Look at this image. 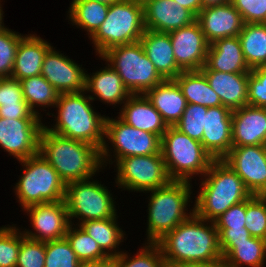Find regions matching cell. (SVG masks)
Segmentation results:
<instances>
[{
    "label": "cell",
    "mask_w": 266,
    "mask_h": 267,
    "mask_svg": "<svg viewBox=\"0 0 266 267\" xmlns=\"http://www.w3.org/2000/svg\"><path fill=\"white\" fill-rule=\"evenodd\" d=\"M205 222V219L193 213L156 242L165 263L222 264L218 231L213 221L209 226Z\"/></svg>",
    "instance_id": "obj_1"
},
{
    "label": "cell",
    "mask_w": 266,
    "mask_h": 267,
    "mask_svg": "<svg viewBox=\"0 0 266 267\" xmlns=\"http://www.w3.org/2000/svg\"><path fill=\"white\" fill-rule=\"evenodd\" d=\"M84 96L83 91L59 94L57 122L54 128L47 129L60 136L93 145L100 151V162L103 165L109 152L104 139L106 117L92 109L90 101L95 99L93 96Z\"/></svg>",
    "instance_id": "obj_2"
},
{
    "label": "cell",
    "mask_w": 266,
    "mask_h": 267,
    "mask_svg": "<svg viewBox=\"0 0 266 267\" xmlns=\"http://www.w3.org/2000/svg\"><path fill=\"white\" fill-rule=\"evenodd\" d=\"M39 153L65 184L90 179L102 167L96 147L55 134L45 125L40 132Z\"/></svg>",
    "instance_id": "obj_3"
},
{
    "label": "cell",
    "mask_w": 266,
    "mask_h": 267,
    "mask_svg": "<svg viewBox=\"0 0 266 267\" xmlns=\"http://www.w3.org/2000/svg\"><path fill=\"white\" fill-rule=\"evenodd\" d=\"M205 175L208 177L201 183L193 210L208 222L252 196L239 175L222 159L214 160Z\"/></svg>",
    "instance_id": "obj_4"
},
{
    "label": "cell",
    "mask_w": 266,
    "mask_h": 267,
    "mask_svg": "<svg viewBox=\"0 0 266 267\" xmlns=\"http://www.w3.org/2000/svg\"><path fill=\"white\" fill-rule=\"evenodd\" d=\"M188 181L171 180L165 186L150 190L148 204V241L156 243L166 233L172 231L181 222L187 220L194 210L186 213L187 202L191 195Z\"/></svg>",
    "instance_id": "obj_5"
},
{
    "label": "cell",
    "mask_w": 266,
    "mask_h": 267,
    "mask_svg": "<svg viewBox=\"0 0 266 267\" xmlns=\"http://www.w3.org/2000/svg\"><path fill=\"white\" fill-rule=\"evenodd\" d=\"M144 32L143 3L119 0L109 6L106 19L90 38L101 56L114 46L140 41Z\"/></svg>",
    "instance_id": "obj_6"
},
{
    "label": "cell",
    "mask_w": 266,
    "mask_h": 267,
    "mask_svg": "<svg viewBox=\"0 0 266 267\" xmlns=\"http://www.w3.org/2000/svg\"><path fill=\"white\" fill-rule=\"evenodd\" d=\"M161 153L170 179L176 181L188 182L199 173L205 176L214 161L201 142L174 126H168L161 137Z\"/></svg>",
    "instance_id": "obj_7"
},
{
    "label": "cell",
    "mask_w": 266,
    "mask_h": 267,
    "mask_svg": "<svg viewBox=\"0 0 266 267\" xmlns=\"http://www.w3.org/2000/svg\"><path fill=\"white\" fill-rule=\"evenodd\" d=\"M99 57L110 63L131 95H144L165 80L145 54L140 41L114 46Z\"/></svg>",
    "instance_id": "obj_8"
},
{
    "label": "cell",
    "mask_w": 266,
    "mask_h": 267,
    "mask_svg": "<svg viewBox=\"0 0 266 267\" xmlns=\"http://www.w3.org/2000/svg\"><path fill=\"white\" fill-rule=\"evenodd\" d=\"M20 162L25 166V170L15 190L23 209L36 204L64 200L65 183L40 153Z\"/></svg>",
    "instance_id": "obj_9"
},
{
    "label": "cell",
    "mask_w": 266,
    "mask_h": 267,
    "mask_svg": "<svg viewBox=\"0 0 266 267\" xmlns=\"http://www.w3.org/2000/svg\"><path fill=\"white\" fill-rule=\"evenodd\" d=\"M113 201L108 189L98 182L86 179L65 184L64 202L70 224L73 217L82 222L116 217Z\"/></svg>",
    "instance_id": "obj_10"
},
{
    "label": "cell",
    "mask_w": 266,
    "mask_h": 267,
    "mask_svg": "<svg viewBox=\"0 0 266 267\" xmlns=\"http://www.w3.org/2000/svg\"><path fill=\"white\" fill-rule=\"evenodd\" d=\"M116 164V183L128 190L150 191L171 181L162 154L128 156Z\"/></svg>",
    "instance_id": "obj_11"
},
{
    "label": "cell",
    "mask_w": 266,
    "mask_h": 267,
    "mask_svg": "<svg viewBox=\"0 0 266 267\" xmlns=\"http://www.w3.org/2000/svg\"><path fill=\"white\" fill-rule=\"evenodd\" d=\"M105 135L114 144L112 146L115 147L117 161L128 156L162 154L161 138L158 135L136 129L119 117L118 120L106 117Z\"/></svg>",
    "instance_id": "obj_12"
},
{
    "label": "cell",
    "mask_w": 266,
    "mask_h": 267,
    "mask_svg": "<svg viewBox=\"0 0 266 267\" xmlns=\"http://www.w3.org/2000/svg\"><path fill=\"white\" fill-rule=\"evenodd\" d=\"M252 195H266V145L232 147L222 159Z\"/></svg>",
    "instance_id": "obj_13"
},
{
    "label": "cell",
    "mask_w": 266,
    "mask_h": 267,
    "mask_svg": "<svg viewBox=\"0 0 266 267\" xmlns=\"http://www.w3.org/2000/svg\"><path fill=\"white\" fill-rule=\"evenodd\" d=\"M43 127L40 119L0 117V145L19 161L37 155Z\"/></svg>",
    "instance_id": "obj_14"
},
{
    "label": "cell",
    "mask_w": 266,
    "mask_h": 267,
    "mask_svg": "<svg viewBox=\"0 0 266 267\" xmlns=\"http://www.w3.org/2000/svg\"><path fill=\"white\" fill-rule=\"evenodd\" d=\"M177 66L182 71H197L205 64L209 43L197 21L169 33Z\"/></svg>",
    "instance_id": "obj_15"
},
{
    "label": "cell",
    "mask_w": 266,
    "mask_h": 267,
    "mask_svg": "<svg viewBox=\"0 0 266 267\" xmlns=\"http://www.w3.org/2000/svg\"><path fill=\"white\" fill-rule=\"evenodd\" d=\"M29 212L31 224L37 233L24 232V236L36 241H52L64 238L70 225L64 200L36 204L24 209Z\"/></svg>",
    "instance_id": "obj_16"
},
{
    "label": "cell",
    "mask_w": 266,
    "mask_h": 267,
    "mask_svg": "<svg viewBox=\"0 0 266 267\" xmlns=\"http://www.w3.org/2000/svg\"><path fill=\"white\" fill-rule=\"evenodd\" d=\"M79 66L51 47L44 57L41 75L59 94L85 93L86 73Z\"/></svg>",
    "instance_id": "obj_17"
},
{
    "label": "cell",
    "mask_w": 266,
    "mask_h": 267,
    "mask_svg": "<svg viewBox=\"0 0 266 267\" xmlns=\"http://www.w3.org/2000/svg\"><path fill=\"white\" fill-rule=\"evenodd\" d=\"M232 110L210 107L205 114L201 144L214 160L223 159L232 148Z\"/></svg>",
    "instance_id": "obj_18"
},
{
    "label": "cell",
    "mask_w": 266,
    "mask_h": 267,
    "mask_svg": "<svg viewBox=\"0 0 266 267\" xmlns=\"http://www.w3.org/2000/svg\"><path fill=\"white\" fill-rule=\"evenodd\" d=\"M145 29L170 33L191 25L196 17L173 0H146L143 2Z\"/></svg>",
    "instance_id": "obj_19"
},
{
    "label": "cell",
    "mask_w": 266,
    "mask_h": 267,
    "mask_svg": "<svg viewBox=\"0 0 266 267\" xmlns=\"http://www.w3.org/2000/svg\"><path fill=\"white\" fill-rule=\"evenodd\" d=\"M196 21L209 44L218 39L238 36L244 26L241 14L231 2L201 9Z\"/></svg>",
    "instance_id": "obj_20"
},
{
    "label": "cell",
    "mask_w": 266,
    "mask_h": 267,
    "mask_svg": "<svg viewBox=\"0 0 266 267\" xmlns=\"http://www.w3.org/2000/svg\"><path fill=\"white\" fill-rule=\"evenodd\" d=\"M266 145V108L246 105L232 112V147Z\"/></svg>",
    "instance_id": "obj_21"
},
{
    "label": "cell",
    "mask_w": 266,
    "mask_h": 267,
    "mask_svg": "<svg viewBox=\"0 0 266 267\" xmlns=\"http://www.w3.org/2000/svg\"><path fill=\"white\" fill-rule=\"evenodd\" d=\"M219 96L222 106L236 110L248 105L249 73H225L200 70Z\"/></svg>",
    "instance_id": "obj_22"
},
{
    "label": "cell",
    "mask_w": 266,
    "mask_h": 267,
    "mask_svg": "<svg viewBox=\"0 0 266 267\" xmlns=\"http://www.w3.org/2000/svg\"><path fill=\"white\" fill-rule=\"evenodd\" d=\"M200 70L250 73L238 36L222 38L209 45L206 64Z\"/></svg>",
    "instance_id": "obj_23"
},
{
    "label": "cell",
    "mask_w": 266,
    "mask_h": 267,
    "mask_svg": "<svg viewBox=\"0 0 266 267\" xmlns=\"http://www.w3.org/2000/svg\"><path fill=\"white\" fill-rule=\"evenodd\" d=\"M123 103H125L122 106L124 108L119 115L123 122L136 129L162 137L168 126L145 95H131Z\"/></svg>",
    "instance_id": "obj_24"
},
{
    "label": "cell",
    "mask_w": 266,
    "mask_h": 267,
    "mask_svg": "<svg viewBox=\"0 0 266 267\" xmlns=\"http://www.w3.org/2000/svg\"><path fill=\"white\" fill-rule=\"evenodd\" d=\"M140 42L145 54L164 79H174L182 72L175 61L169 33L145 29Z\"/></svg>",
    "instance_id": "obj_25"
},
{
    "label": "cell",
    "mask_w": 266,
    "mask_h": 267,
    "mask_svg": "<svg viewBox=\"0 0 266 267\" xmlns=\"http://www.w3.org/2000/svg\"><path fill=\"white\" fill-rule=\"evenodd\" d=\"M144 95L161 114L167 126H175L187 105L181 89L173 79H165Z\"/></svg>",
    "instance_id": "obj_26"
},
{
    "label": "cell",
    "mask_w": 266,
    "mask_h": 267,
    "mask_svg": "<svg viewBox=\"0 0 266 267\" xmlns=\"http://www.w3.org/2000/svg\"><path fill=\"white\" fill-rule=\"evenodd\" d=\"M52 46L33 35L24 36L17 47L11 78L23 80L41 75L42 63L47 51Z\"/></svg>",
    "instance_id": "obj_27"
},
{
    "label": "cell",
    "mask_w": 266,
    "mask_h": 267,
    "mask_svg": "<svg viewBox=\"0 0 266 267\" xmlns=\"http://www.w3.org/2000/svg\"><path fill=\"white\" fill-rule=\"evenodd\" d=\"M225 267H262L266 259V240L250 237L242 243H219Z\"/></svg>",
    "instance_id": "obj_28"
},
{
    "label": "cell",
    "mask_w": 266,
    "mask_h": 267,
    "mask_svg": "<svg viewBox=\"0 0 266 267\" xmlns=\"http://www.w3.org/2000/svg\"><path fill=\"white\" fill-rule=\"evenodd\" d=\"M85 91L93 92L96 97L112 105L121 104L131 96L120 75L109 64L91 77L86 74Z\"/></svg>",
    "instance_id": "obj_29"
},
{
    "label": "cell",
    "mask_w": 266,
    "mask_h": 267,
    "mask_svg": "<svg viewBox=\"0 0 266 267\" xmlns=\"http://www.w3.org/2000/svg\"><path fill=\"white\" fill-rule=\"evenodd\" d=\"M173 80L181 89L187 104H198L207 108L222 106L219 96L200 70L182 71Z\"/></svg>",
    "instance_id": "obj_30"
},
{
    "label": "cell",
    "mask_w": 266,
    "mask_h": 267,
    "mask_svg": "<svg viewBox=\"0 0 266 267\" xmlns=\"http://www.w3.org/2000/svg\"><path fill=\"white\" fill-rule=\"evenodd\" d=\"M23 98L19 80L3 78L0 84V117L7 119H40Z\"/></svg>",
    "instance_id": "obj_31"
},
{
    "label": "cell",
    "mask_w": 266,
    "mask_h": 267,
    "mask_svg": "<svg viewBox=\"0 0 266 267\" xmlns=\"http://www.w3.org/2000/svg\"><path fill=\"white\" fill-rule=\"evenodd\" d=\"M250 69L266 66V23H244L238 35Z\"/></svg>",
    "instance_id": "obj_32"
},
{
    "label": "cell",
    "mask_w": 266,
    "mask_h": 267,
    "mask_svg": "<svg viewBox=\"0 0 266 267\" xmlns=\"http://www.w3.org/2000/svg\"><path fill=\"white\" fill-rule=\"evenodd\" d=\"M78 226L91 236L101 250L108 256L116 257L122 253L112 252L122 242V238H124L123 231L116 224V217L102 220H89L81 222ZM105 250H108V252ZM109 250L112 251L109 253Z\"/></svg>",
    "instance_id": "obj_33"
},
{
    "label": "cell",
    "mask_w": 266,
    "mask_h": 267,
    "mask_svg": "<svg viewBox=\"0 0 266 267\" xmlns=\"http://www.w3.org/2000/svg\"><path fill=\"white\" fill-rule=\"evenodd\" d=\"M109 5L94 0H73L69 18L92 36L106 19Z\"/></svg>",
    "instance_id": "obj_34"
},
{
    "label": "cell",
    "mask_w": 266,
    "mask_h": 267,
    "mask_svg": "<svg viewBox=\"0 0 266 267\" xmlns=\"http://www.w3.org/2000/svg\"><path fill=\"white\" fill-rule=\"evenodd\" d=\"M20 83L23 98L37 115L39 113L34 109L36 105L48 107L57 104L59 93L42 75L25 78Z\"/></svg>",
    "instance_id": "obj_35"
},
{
    "label": "cell",
    "mask_w": 266,
    "mask_h": 267,
    "mask_svg": "<svg viewBox=\"0 0 266 267\" xmlns=\"http://www.w3.org/2000/svg\"><path fill=\"white\" fill-rule=\"evenodd\" d=\"M72 250L76 253L80 262L101 260L108 255L98 246L97 242L89 236L80 226L72 228L70 224L65 235Z\"/></svg>",
    "instance_id": "obj_36"
},
{
    "label": "cell",
    "mask_w": 266,
    "mask_h": 267,
    "mask_svg": "<svg viewBox=\"0 0 266 267\" xmlns=\"http://www.w3.org/2000/svg\"><path fill=\"white\" fill-rule=\"evenodd\" d=\"M245 222L252 237L266 240V195H252L246 200Z\"/></svg>",
    "instance_id": "obj_37"
},
{
    "label": "cell",
    "mask_w": 266,
    "mask_h": 267,
    "mask_svg": "<svg viewBox=\"0 0 266 267\" xmlns=\"http://www.w3.org/2000/svg\"><path fill=\"white\" fill-rule=\"evenodd\" d=\"M44 267H79L80 261L66 237L45 242Z\"/></svg>",
    "instance_id": "obj_38"
},
{
    "label": "cell",
    "mask_w": 266,
    "mask_h": 267,
    "mask_svg": "<svg viewBox=\"0 0 266 267\" xmlns=\"http://www.w3.org/2000/svg\"><path fill=\"white\" fill-rule=\"evenodd\" d=\"M207 110L208 108L203 105L187 104L180 120L174 127L187 134L191 139L201 142Z\"/></svg>",
    "instance_id": "obj_39"
},
{
    "label": "cell",
    "mask_w": 266,
    "mask_h": 267,
    "mask_svg": "<svg viewBox=\"0 0 266 267\" xmlns=\"http://www.w3.org/2000/svg\"><path fill=\"white\" fill-rule=\"evenodd\" d=\"M147 244L132 259L124 252L114 257V267H165V259L158 244Z\"/></svg>",
    "instance_id": "obj_40"
},
{
    "label": "cell",
    "mask_w": 266,
    "mask_h": 267,
    "mask_svg": "<svg viewBox=\"0 0 266 267\" xmlns=\"http://www.w3.org/2000/svg\"><path fill=\"white\" fill-rule=\"evenodd\" d=\"M23 36L10 29L0 31V77H11L16 50Z\"/></svg>",
    "instance_id": "obj_41"
},
{
    "label": "cell",
    "mask_w": 266,
    "mask_h": 267,
    "mask_svg": "<svg viewBox=\"0 0 266 267\" xmlns=\"http://www.w3.org/2000/svg\"><path fill=\"white\" fill-rule=\"evenodd\" d=\"M45 242L36 241L20 233V250L16 267H44Z\"/></svg>",
    "instance_id": "obj_42"
},
{
    "label": "cell",
    "mask_w": 266,
    "mask_h": 267,
    "mask_svg": "<svg viewBox=\"0 0 266 267\" xmlns=\"http://www.w3.org/2000/svg\"><path fill=\"white\" fill-rule=\"evenodd\" d=\"M16 227L0 228V267H16L20 250V231Z\"/></svg>",
    "instance_id": "obj_43"
},
{
    "label": "cell",
    "mask_w": 266,
    "mask_h": 267,
    "mask_svg": "<svg viewBox=\"0 0 266 267\" xmlns=\"http://www.w3.org/2000/svg\"><path fill=\"white\" fill-rule=\"evenodd\" d=\"M248 105L266 108V66L253 68L249 73Z\"/></svg>",
    "instance_id": "obj_44"
},
{
    "label": "cell",
    "mask_w": 266,
    "mask_h": 267,
    "mask_svg": "<svg viewBox=\"0 0 266 267\" xmlns=\"http://www.w3.org/2000/svg\"><path fill=\"white\" fill-rule=\"evenodd\" d=\"M244 23H266V0H230Z\"/></svg>",
    "instance_id": "obj_45"
},
{
    "label": "cell",
    "mask_w": 266,
    "mask_h": 267,
    "mask_svg": "<svg viewBox=\"0 0 266 267\" xmlns=\"http://www.w3.org/2000/svg\"><path fill=\"white\" fill-rule=\"evenodd\" d=\"M246 200L231 206L213 222L216 228H245Z\"/></svg>",
    "instance_id": "obj_46"
},
{
    "label": "cell",
    "mask_w": 266,
    "mask_h": 267,
    "mask_svg": "<svg viewBox=\"0 0 266 267\" xmlns=\"http://www.w3.org/2000/svg\"><path fill=\"white\" fill-rule=\"evenodd\" d=\"M219 243H242L251 237L246 228H216Z\"/></svg>",
    "instance_id": "obj_47"
},
{
    "label": "cell",
    "mask_w": 266,
    "mask_h": 267,
    "mask_svg": "<svg viewBox=\"0 0 266 267\" xmlns=\"http://www.w3.org/2000/svg\"><path fill=\"white\" fill-rule=\"evenodd\" d=\"M173 1L179 3L181 6L188 9L195 17L202 9L201 0H173Z\"/></svg>",
    "instance_id": "obj_48"
},
{
    "label": "cell",
    "mask_w": 266,
    "mask_h": 267,
    "mask_svg": "<svg viewBox=\"0 0 266 267\" xmlns=\"http://www.w3.org/2000/svg\"><path fill=\"white\" fill-rule=\"evenodd\" d=\"M79 267H114V257L108 256L96 261H83Z\"/></svg>",
    "instance_id": "obj_49"
},
{
    "label": "cell",
    "mask_w": 266,
    "mask_h": 267,
    "mask_svg": "<svg viewBox=\"0 0 266 267\" xmlns=\"http://www.w3.org/2000/svg\"><path fill=\"white\" fill-rule=\"evenodd\" d=\"M165 267H214L212 265L194 262L165 263Z\"/></svg>",
    "instance_id": "obj_50"
},
{
    "label": "cell",
    "mask_w": 266,
    "mask_h": 267,
    "mask_svg": "<svg viewBox=\"0 0 266 267\" xmlns=\"http://www.w3.org/2000/svg\"><path fill=\"white\" fill-rule=\"evenodd\" d=\"M230 2V0H201L202 9L207 7L219 6Z\"/></svg>",
    "instance_id": "obj_51"
},
{
    "label": "cell",
    "mask_w": 266,
    "mask_h": 267,
    "mask_svg": "<svg viewBox=\"0 0 266 267\" xmlns=\"http://www.w3.org/2000/svg\"><path fill=\"white\" fill-rule=\"evenodd\" d=\"M94 1L99 2V3H104L110 6L111 4L118 2L119 0H94Z\"/></svg>",
    "instance_id": "obj_52"
},
{
    "label": "cell",
    "mask_w": 266,
    "mask_h": 267,
    "mask_svg": "<svg viewBox=\"0 0 266 267\" xmlns=\"http://www.w3.org/2000/svg\"><path fill=\"white\" fill-rule=\"evenodd\" d=\"M1 8H2V7H1V5H0V31L6 28V27H4V25H2V24H3V23H2V21H3V20H2V19H3V18H2V16H3V13H2V12H3V11H2Z\"/></svg>",
    "instance_id": "obj_53"
},
{
    "label": "cell",
    "mask_w": 266,
    "mask_h": 267,
    "mask_svg": "<svg viewBox=\"0 0 266 267\" xmlns=\"http://www.w3.org/2000/svg\"><path fill=\"white\" fill-rule=\"evenodd\" d=\"M214 267H225L223 264H220V265H217V266H214Z\"/></svg>",
    "instance_id": "obj_54"
},
{
    "label": "cell",
    "mask_w": 266,
    "mask_h": 267,
    "mask_svg": "<svg viewBox=\"0 0 266 267\" xmlns=\"http://www.w3.org/2000/svg\"><path fill=\"white\" fill-rule=\"evenodd\" d=\"M135 1H139V2H142V3H143V2L146 1V0H135Z\"/></svg>",
    "instance_id": "obj_55"
}]
</instances>
